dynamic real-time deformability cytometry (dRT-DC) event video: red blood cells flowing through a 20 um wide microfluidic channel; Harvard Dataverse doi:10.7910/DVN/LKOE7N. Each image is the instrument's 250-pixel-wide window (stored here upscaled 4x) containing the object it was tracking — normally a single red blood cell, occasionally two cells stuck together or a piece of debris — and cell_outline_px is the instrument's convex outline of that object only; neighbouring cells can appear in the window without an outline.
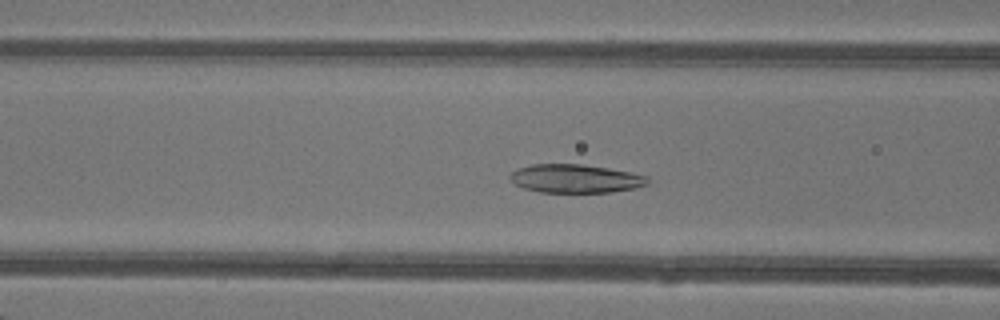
{"species": "common noctule bat (a hibernating species)", "species_latin": "Nyctalus noctula", "temperature_condition": "warm", "stored_images_in_passage": 44, "camera_frame_rate_fps": 3000, "um_per_image_px": 0.085, "animal": {"sex": "female"}, "frame": {"image": 1, "passage_image": 16, "time_ms": 5.0, "image_size_px": [1000, 320], "cell_outline_px": [[652, 180], [648, 184], [636, 188], [612, 192], [540, 192], [524, 188], [516, 184], [508, 176], [516, 168], [532, 164], [584, 164], [632, 172], [648, 176]], "centroid_in_image_um": [48.96, 15.17], "position_along_channel_um": 117.6, "area_um2": 23.06}}
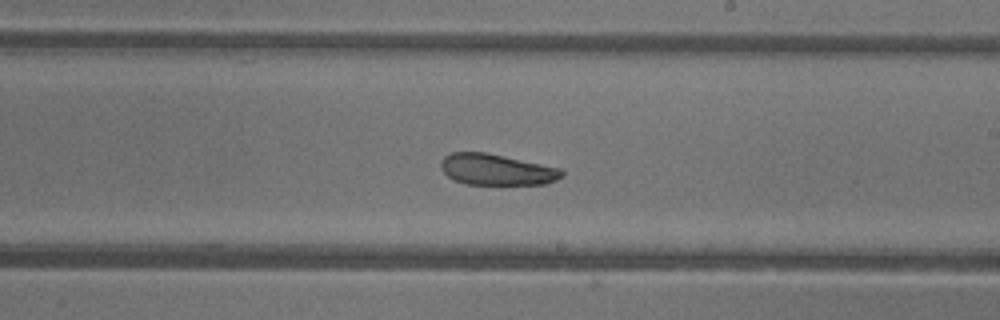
{"frame": {"image": 2, "passage_image": 25, "time_ms": 8.0, "image_size_px": [1000, 320], "cell_outline_px": [[564, 176], [556, 180], [544, 184], [468, 184], [456, 180], [448, 176], [440, 168], [440, 164], [444, 156], [452, 152], [488, 152], [560, 168], [564, 172]], "centroid_in_image_um": [42.22, 14.4], "position_along_channel_um": 246.8, "area_um2": 21.91}}
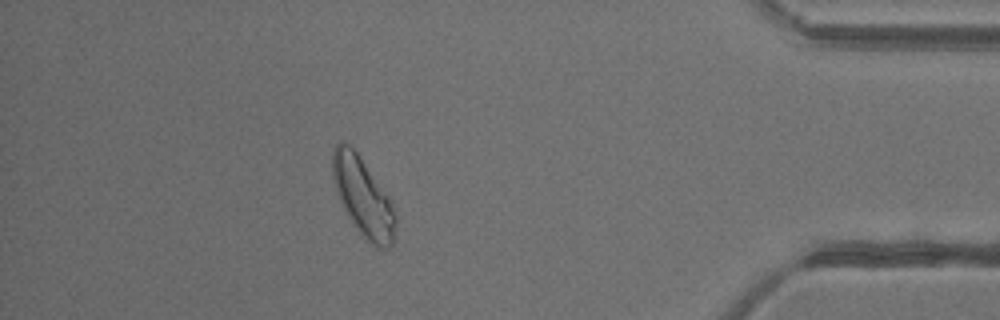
{"frame": {"image": 3, "passage_image": 39, "time_ms": 12.667, "image_size_px": [1000, 320], "cell_outline_px": [[396, 224], [392, 244], [388, 248], [380, 248], [372, 244], [352, 224], [344, 212], [332, 176], [332, 148], [340, 140], [344, 140], [356, 152], [388, 196], [392, 204], [396, 216]], "centroid_in_image_um": [30.83, 16.73], "position_along_channel_um": 404.4, "area_um2": 28.55}, "authors_computed_cell_mechanics": {"area_um2": 25.8944, "velocity_mm_per_s": 4.3104, "shape_relaxation_time_tau1_ms": 2.6679, "shape_relaxation_time_tau2_ms": null, "deformation_change_tau1": 0.0954, "deformation_change_tau2": null}}